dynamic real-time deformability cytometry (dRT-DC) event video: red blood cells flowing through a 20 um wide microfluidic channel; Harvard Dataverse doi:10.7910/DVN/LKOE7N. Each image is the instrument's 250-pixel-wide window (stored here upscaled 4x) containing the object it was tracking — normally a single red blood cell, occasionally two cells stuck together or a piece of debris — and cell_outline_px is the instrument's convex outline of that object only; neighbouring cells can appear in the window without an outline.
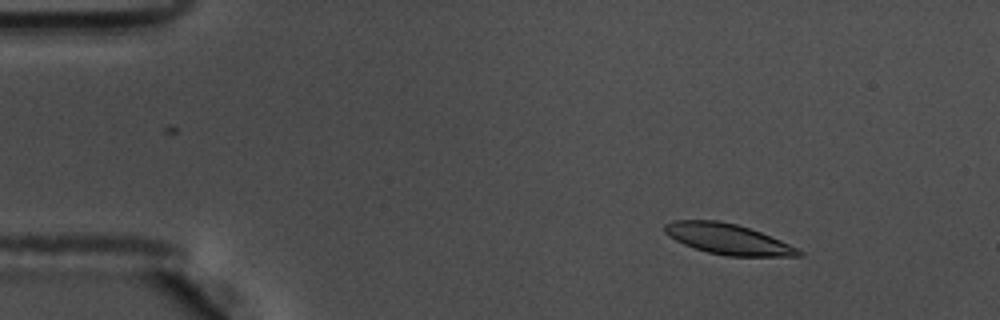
{"species": "common noctule bat (a hibernating species)", "species_latin": "Nyctalus noctula", "temperature_condition": "warm", "stored_images_in_passage": 56, "camera_frame_rate_fps": 3000, "um_per_image_px": 0.085, "animal": {"sex": "male", "body_mass_g": 17.5, "forearm_length_mm": 52.3}, "frame": {"image": 1, "passage_image": 7, "time_ms": 2.0, "image_size_px": [1000, 320], "cell_outline_px": [[804, 256], [728, 256], [708, 252], [684, 244], [668, 236], [664, 232], [664, 224], [672, 220], [716, 220], [736, 224], [760, 232], [780, 240], [804, 252]], "centroid_in_image_um": [61.85, 20.31], "position_along_channel_um": 23.2, "area_um2": 23.64}}
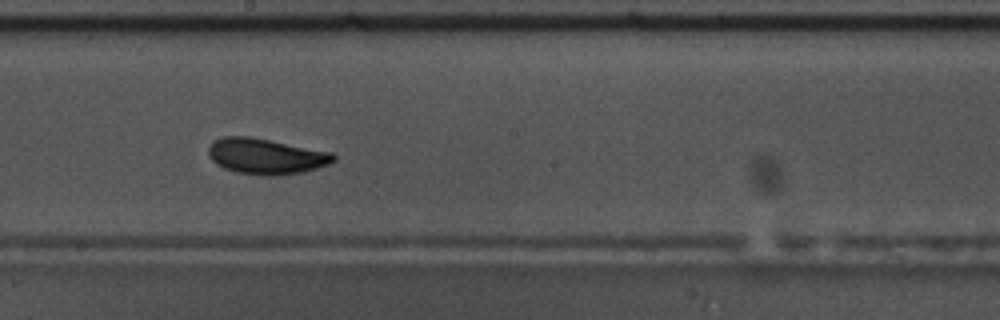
{"frame": {"image": 2, "passage_image": 31, "time_ms": 10.0, "image_size_px": [1000, 320], "cell_outline_px": [[336, 160], [328, 164], [304, 172], [272, 176], [268, 176], [236, 172], [224, 168], [216, 164], [208, 156], [208, 148], [212, 140], [224, 136], [248, 136], [332, 152], [336, 156]], "centroid_in_image_um": [22.58, 13.28], "position_along_channel_um": 225.6, "area_um2": 26.07}}
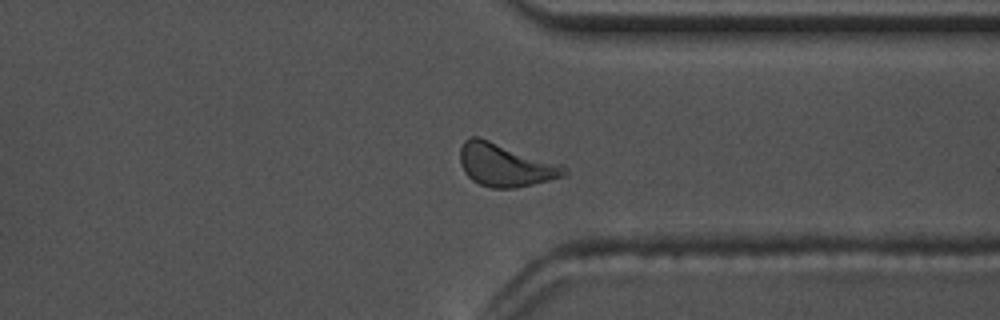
{"frame": {"image": 3, "passage_image": 43, "time_ms": 14.0, "image_size_px": [1000, 320], "cell_outline_px": [[568, 172], [564, 176], [532, 184], [512, 188], [492, 188], [480, 184], [472, 180], [464, 172], [460, 164], [460, 148], [464, 140], [472, 136], [476, 136], [564, 164], [568, 168]], "centroid_in_image_um": [42.97, 14.02], "position_along_channel_um": 368.4, "area_um2": 26.13}, "authors_computed_cell_mechanics": {"area_um2": 24.8251, "velocity_mm_per_s": 3.5774, "shape_relaxation_time_tau1_ms": 3.1572, "shape_relaxation_time_tau2_ms": 5.2636, "deformation_change_tau1": 0.1149, "deformation_change_tau2": 0.1069}}